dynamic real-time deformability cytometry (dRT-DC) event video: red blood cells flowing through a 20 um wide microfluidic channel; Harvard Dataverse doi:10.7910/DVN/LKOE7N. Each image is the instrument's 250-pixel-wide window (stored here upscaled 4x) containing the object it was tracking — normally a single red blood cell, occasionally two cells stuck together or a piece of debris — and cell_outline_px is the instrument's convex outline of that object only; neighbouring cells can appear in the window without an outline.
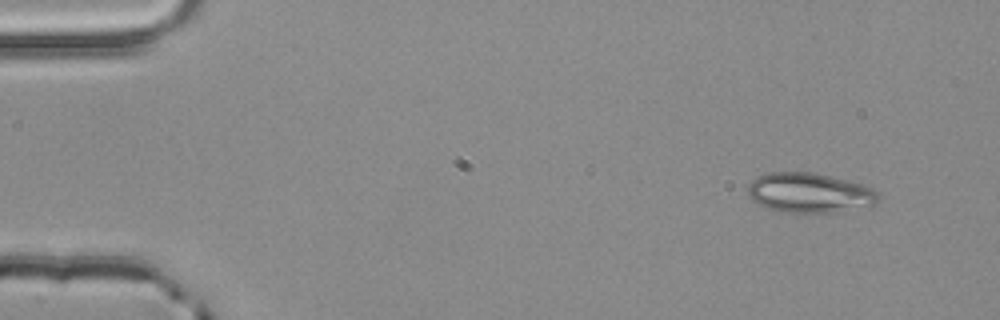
{"species": "common noctule bat (a hibernating species)", "species_latin": "Nyctalus noctula", "temperature_condition": "room temperature", "stored_images_in_passage": 4, "camera_frame_rate_fps": 3000, "um_per_image_px": 0.085, "animal": {"sex": "male", "body_mass_g": 20.4}, "frame": {"image": 1, "passage_image": 1, "time_ms": 0.0, "image_size_px": [1000, 320], "cell_outline_px": [[880, 196], [876, 204], [828, 212], [792, 212], [764, 208], [752, 200], [748, 196], [748, 184], [756, 176], [768, 172], [812, 172], [864, 184], [872, 188]], "centroid_in_image_um": [68.75, 16.37], "position_along_channel_um": 16.2, "area_um2": 30.06}}